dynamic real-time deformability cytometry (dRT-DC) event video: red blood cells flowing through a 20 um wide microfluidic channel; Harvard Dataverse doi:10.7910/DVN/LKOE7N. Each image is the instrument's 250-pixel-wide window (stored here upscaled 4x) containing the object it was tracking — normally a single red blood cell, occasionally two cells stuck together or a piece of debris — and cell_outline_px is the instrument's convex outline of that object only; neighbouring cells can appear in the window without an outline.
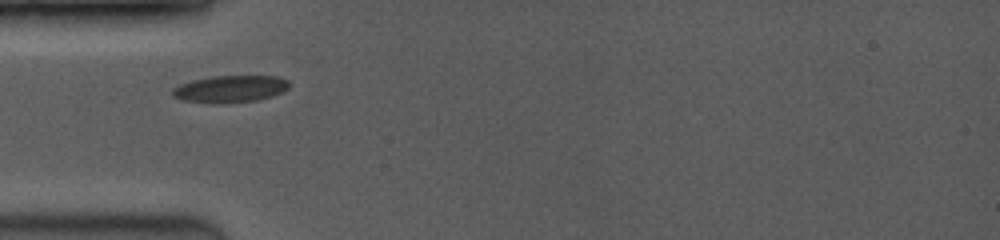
{"species": "common noctule bat (a hibernating species)", "species_latin": "Nyctalus noctula", "temperature_condition": "room temperature", "stored_images_in_passage": 3, "camera_frame_rate_fps": 3500, "um_per_image_px": 0.085, "animal": {"sex": "female", "body_mass_g": 19.0, "forearm_length_mm": 53.3}, "frame": {"image": 1, "passage_image": 1, "time_ms": 0.0, "image_size_px": [1000, 240], "cell_outline_px": [[288, 88], [284, 92], [272, 96], [256, 100], [220, 104], [212, 104], [184, 100], [172, 96], [172, 88], [180, 84], [192, 80], [212, 76], [276, 76], [288, 80]], "centroid_in_image_um": [19.55, 7.56], "position_along_channel_um": 65.4, "area_um2": 18.5}}
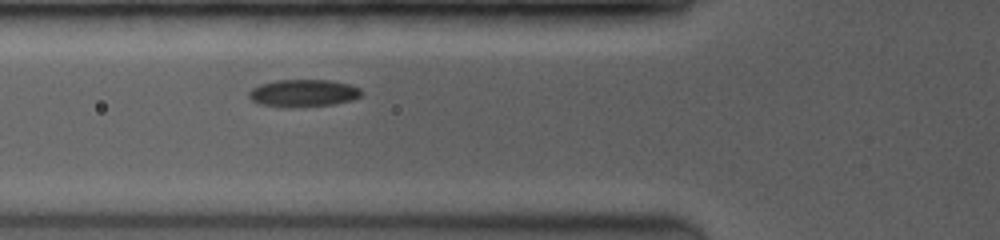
{"frame": {"image": 2, "passage_image": 3, "time_ms": 0.857, "image_size_px": [1000, 240], "cell_outline_px": [[364, 92], [360, 96], [352, 100], [332, 104], [292, 108], [284, 108], [260, 104], [252, 100], [248, 96], [248, 92], [252, 88], [260, 84], [276, 80], [332, 80], [348, 84], [360, 88]], "centroid_in_image_um": [25.77, 7.92], "position_along_channel_um": 100.0, "area_um2": 18.15}}